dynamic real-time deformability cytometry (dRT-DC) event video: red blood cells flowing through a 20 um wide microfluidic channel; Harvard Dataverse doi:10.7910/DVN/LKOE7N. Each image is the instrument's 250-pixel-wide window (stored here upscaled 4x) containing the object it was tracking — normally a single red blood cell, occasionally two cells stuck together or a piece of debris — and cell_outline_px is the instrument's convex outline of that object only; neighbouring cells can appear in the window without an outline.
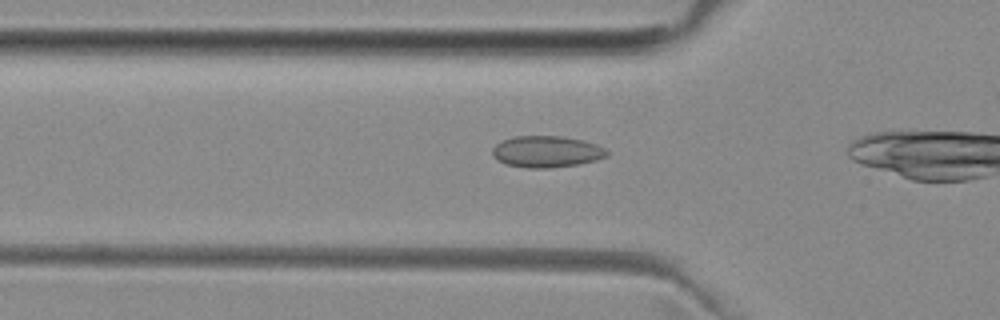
{"species": "common noctule bat (a hibernating species)", "species_latin": "Nyctalus noctula", "temperature_condition": "room temperature", "stored_images_in_passage": 25, "camera_frame_rate_fps": 3000, "um_per_image_px": 0.085, "animal": {"sex": "female", "body_mass_g": 29.2, "forearm_length_mm": 56.3}, "frame": {"image": 1, "passage_image": 11, "time_ms": 3.333, "image_size_px": [1000, 320], "cell_outline_px": [[608, 156], [596, 160], [580, 164], [552, 168], [528, 168], [504, 164], [496, 160], [492, 156], [492, 148], [500, 140], [516, 136], [560, 136], [584, 140], [596, 144], [604, 148], [608, 152]], "centroid_in_image_um": [46.43, 12.89], "position_along_channel_um": 79.4, "area_um2": 21.33}}
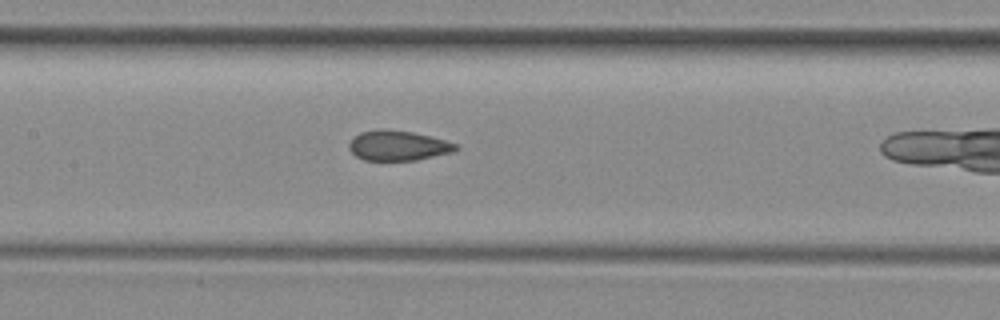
{"frame": {"image": 2, "passage_image": 18, "time_ms": 5.667, "image_size_px": [1000, 320], "cell_outline_px": [[460, 148], [452, 152], [416, 160], [364, 160], [356, 156], [348, 148], [348, 144], [360, 132], [380, 128], [384, 128], [412, 132], [460, 144]], "centroid_in_image_um": [33.84, 12.37], "position_along_channel_um": 173.6, "area_um2": 18.67}}
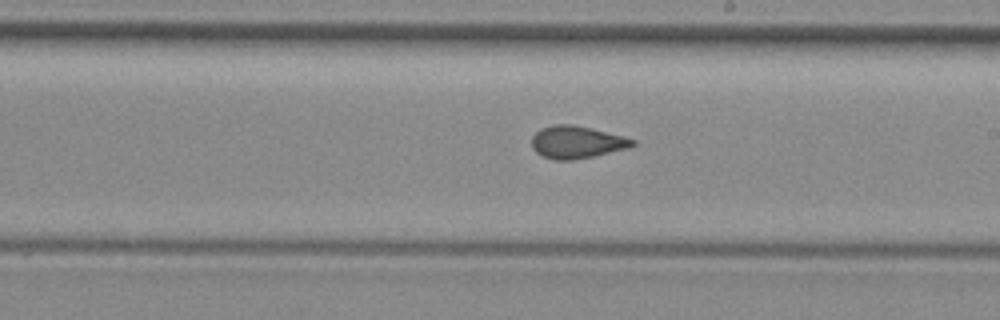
{"frame": {"image": 3, "passage_image": 23, "time_ms": 7.333, "image_size_px": [1000, 320], "cell_outline_px": [[636, 144], [632, 148], [572, 160], [552, 160], [536, 152], [532, 148], [532, 136], [540, 128], [556, 124], [572, 124], [592, 128], [624, 136], [636, 140]], "centroid_in_image_um": [49.05, 12.08], "position_along_channel_um": 239.9, "area_um2": 19.25}}